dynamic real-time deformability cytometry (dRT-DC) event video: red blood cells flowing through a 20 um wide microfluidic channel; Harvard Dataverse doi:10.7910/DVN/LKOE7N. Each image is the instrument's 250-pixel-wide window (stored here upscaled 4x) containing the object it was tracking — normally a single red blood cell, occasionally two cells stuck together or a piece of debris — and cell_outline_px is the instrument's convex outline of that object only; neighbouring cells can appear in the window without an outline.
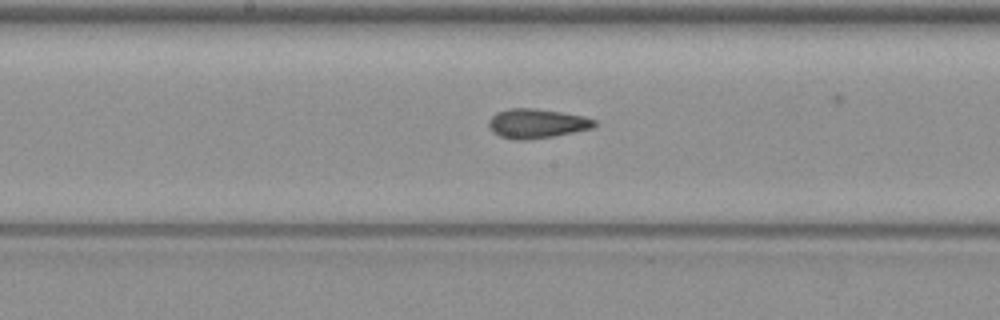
{"species": "common noctule bat (a hibernating species)", "species_latin": "Nyctalus noctula", "temperature_condition": "warm", "stored_images_in_passage": 7, "camera_frame_rate_fps": 3000, "um_per_image_px": 0.085, "animal": {"sex": "female", "body_mass_g": 19.3, "forearm_length_mm": 54.1}, "frame": {"image": 1, "passage_image": 7, "time_ms": 9.0, "image_size_px": [1000, 320], "cell_outline_px": [[596, 124], [592, 128], [552, 136], [528, 140], [516, 140], [500, 136], [492, 132], [488, 124], [488, 120], [496, 112], [508, 108], [532, 108], [560, 112], [584, 116], [596, 120]], "centroid_in_image_um": [45.58, 10.49], "position_along_channel_um": 202.6, "area_um2": 18.03}}